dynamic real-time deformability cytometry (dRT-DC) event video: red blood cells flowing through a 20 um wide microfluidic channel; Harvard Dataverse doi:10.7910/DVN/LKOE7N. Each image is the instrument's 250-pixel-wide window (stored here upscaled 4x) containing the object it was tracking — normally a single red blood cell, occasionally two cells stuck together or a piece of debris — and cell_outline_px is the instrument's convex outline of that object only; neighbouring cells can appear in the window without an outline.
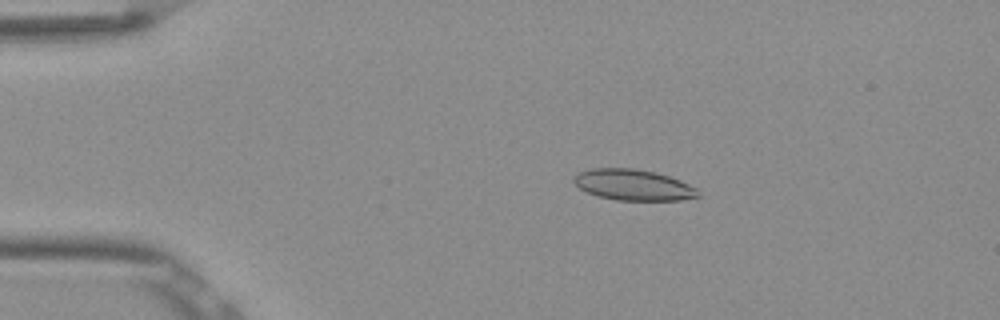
{"species": "Egyptian fruit bat (a non-hibernating species)", "species_latin": "Rousettus aegyptiacus", "temperature_condition": "room temperature", "stored_images_in_passage": 43, "camera_frame_rate_fps": 3000, "um_per_image_px": 0.085, "frame": {"image": 1, "passage_image": 8, "time_ms": 2.333, "image_size_px": [1000, 320], "cell_outline_px": [[700, 196], [680, 200], [616, 200], [596, 196], [580, 188], [572, 180], [580, 172], [592, 168], [632, 168], [652, 172], [668, 176], [680, 180], [696, 188]], "centroid_in_image_um": [53.82, 15.72], "position_along_channel_um": 31.2, "area_um2": 22.14}}
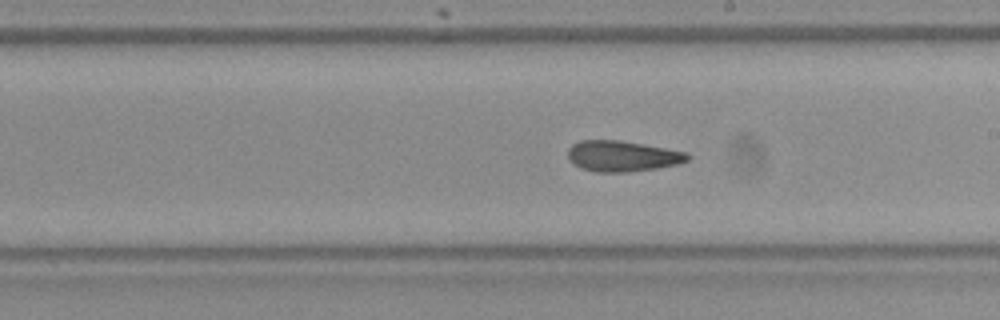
{"frame": {"image": 2, "passage_image": 28, "time_ms": 9.0, "image_size_px": [1000, 320], "cell_outline_px": [[692, 156], [688, 160], [680, 164], [656, 168], [628, 172], [596, 172], [580, 168], [568, 160], [568, 148], [572, 144], [580, 140], [620, 140], [644, 144], [688, 152]], "centroid_in_image_um": [52.91, 13.27], "position_along_channel_um": 236.1, "area_um2": 21.73}}
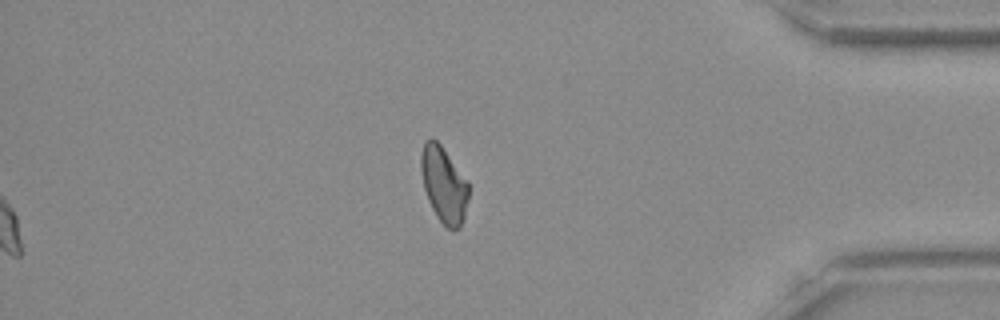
{"frame": {"image": 3, "passage_image": 43, "time_ms": 14.0, "image_size_px": [1000, 320], "cell_outline_px": [[468, 200], [464, 216], [460, 228], [444, 228], [436, 216], [428, 200], [424, 188], [420, 168], [420, 152], [424, 140], [432, 136], [440, 144], [468, 180]], "centroid_in_image_um": [37.7, 15.66], "position_along_channel_um": 397.5, "area_um2": 21.33}, "authors_computed_cell_mechanics": {"area_um2": 21.964, "velocity_mm_per_s": 3.8624, "shape_relaxation_time_tau1_ms": null, "shape_relaxation_time_tau2_ms": 3.751, "deformation_change_tau1": null, "deformation_change_tau2": 0.0982}}